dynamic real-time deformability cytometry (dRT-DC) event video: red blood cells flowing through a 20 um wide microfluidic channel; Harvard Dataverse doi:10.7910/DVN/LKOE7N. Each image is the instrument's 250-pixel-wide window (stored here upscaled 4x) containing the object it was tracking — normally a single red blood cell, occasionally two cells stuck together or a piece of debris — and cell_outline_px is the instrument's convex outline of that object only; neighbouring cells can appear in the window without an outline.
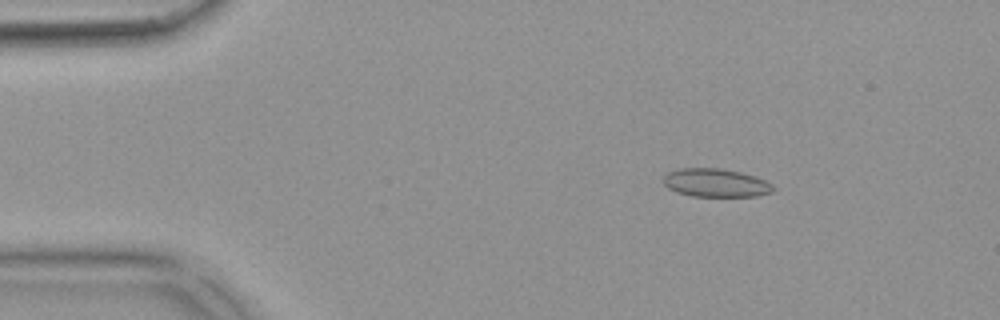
{"species": "common noctule bat (a hibernating species)", "species_latin": "Nyctalus noctula", "temperature_condition": "warm", "stored_images_in_passage": 53, "camera_frame_rate_fps": 3000, "um_per_image_px": 0.085, "animal": {"sex": "female", "body_mass_g": 18.4}, "frame": {"image": 1, "passage_image": 8, "time_ms": 2.333, "image_size_px": [1000, 320], "cell_outline_px": [[776, 188], [772, 192], [756, 196], [692, 196], [676, 192], [668, 188], [664, 184], [664, 176], [668, 172], [680, 168], [720, 168], [740, 172], [756, 176], [772, 184]], "centroid_in_image_um": [60.85, 15.54], "position_along_channel_um": 24.2, "area_um2": 18.15}}
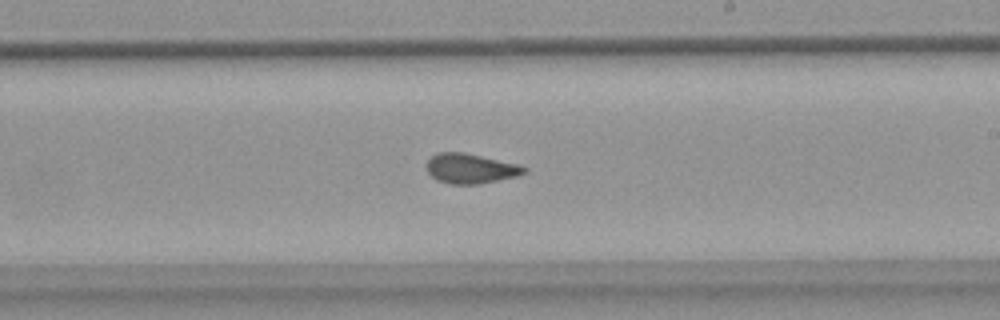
{"frame": {"image": 2, "passage_image": 31, "time_ms": 10.0, "image_size_px": [1000, 320], "cell_outline_px": [[528, 172], [516, 176], [480, 184], [452, 184], [436, 180], [428, 172], [424, 164], [436, 152], [464, 152], [520, 164], [528, 168]], "centroid_in_image_um": [40.0, 14.31], "position_along_channel_um": 249.0, "area_um2": 17.22}}
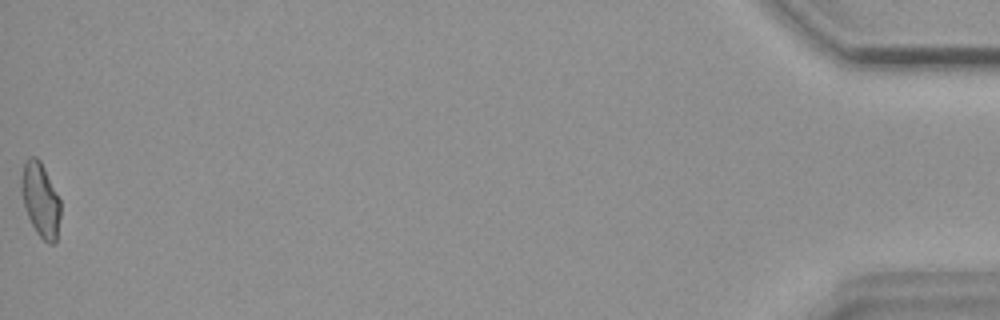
{"frame": {"image": 3, "passage_image": 53, "time_ms": 17.333, "image_size_px": [1000, 320], "cell_outline_px": [[60, 216], [56, 240], [52, 244], [48, 244], [36, 232], [28, 216], [20, 192], [20, 180], [24, 160], [28, 156], [36, 156], [40, 160], [60, 200]], "centroid_in_image_um": [3.41, 16.94], "position_along_channel_um": 431.8, "area_um2": 16.94}, "authors_computed_cell_mechanics": {"area_um2": 17.2822, "velocity_mm_per_s": 3.843, "shape_relaxation_time_tau1_ms": null, "shape_relaxation_time_tau2_ms": 1.1848, "deformation_change_tau1": null, "deformation_change_tau2": 0.0691}}